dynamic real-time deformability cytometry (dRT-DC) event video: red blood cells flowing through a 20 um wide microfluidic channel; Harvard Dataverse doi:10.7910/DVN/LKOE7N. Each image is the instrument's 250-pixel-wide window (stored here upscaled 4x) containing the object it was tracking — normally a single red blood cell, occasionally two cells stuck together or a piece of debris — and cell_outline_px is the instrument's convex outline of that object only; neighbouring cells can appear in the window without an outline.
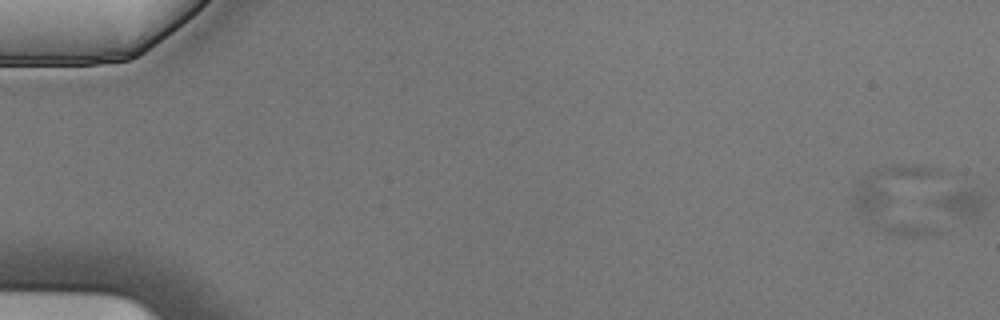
{"species": "Egyptian fruit bat (a non-hibernating species)", "species_latin": "Rousettus aegyptiacus", "temperature_condition": "cold", "stored_images_in_passage": 6, "camera_frame_rate_fps": 3000, "um_per_image_px": 0.085, "animal": {"sex": "male"}, "frame": {"image": 1, "passage_image": 1, "time_ms": 0.0, "image_size_px": [1000, 320], "cell_outline_px": [[940, 172], [936, 236], [908, 236], [884, 232], [860, 216], [852, 204], [852, 188], [860, 180], [884, 168], [900, 164], [916, 164], [936, 168]], "centroid_in_image_um": [76.51, 16.97], "position_along_channel_um": 8.5, "area_um2": 37.34}}